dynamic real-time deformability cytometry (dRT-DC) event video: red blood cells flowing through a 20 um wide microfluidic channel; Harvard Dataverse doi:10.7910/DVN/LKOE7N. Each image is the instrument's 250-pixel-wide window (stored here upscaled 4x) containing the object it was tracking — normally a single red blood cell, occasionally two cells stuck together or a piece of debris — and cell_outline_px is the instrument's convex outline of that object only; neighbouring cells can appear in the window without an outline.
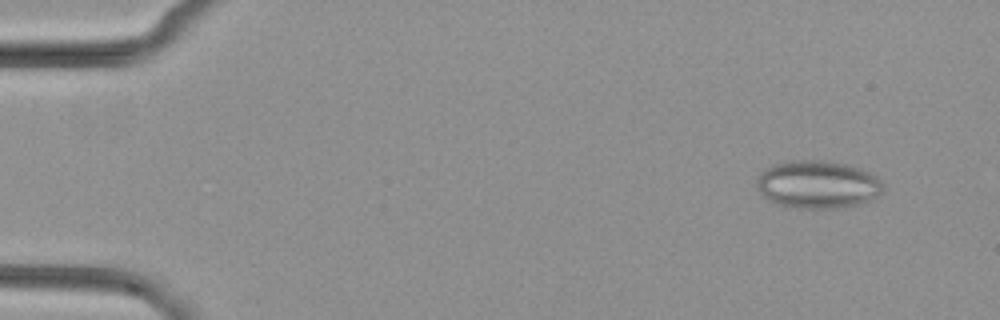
{"species": "common noctule bat (a hibernating species)", "species_latin": "Nyctalus noctula", "temperature_condition": "cold", "stored_images_in_passage": 53, "camera_frame_rate_fps": 3000, "um_per_image_px": 0.085, "animal": {"sex": "female", "body_mass_g": 29.2, "forearm_length_mm": 56.3}, "frame": {"image": 1, "passage_image": 5, "time_ms": 1.333, "image_size_px": [1000, 320], "cell_outline_px": [[884, 184], [880, 192], [876, 196], [860, 204], [840, 208], [788, 208], [764, 196], [760, 192], [756, 184], [756, 180], [760, 172], [764, 168], [772, 164], [792, 160], [820, 160], [844, 164], [860, 168], [876, 176]], "centroid_in_image_um": [69.47, 15.67], "position_along_channel_um": 15.5, "area_um2": 35.2}}
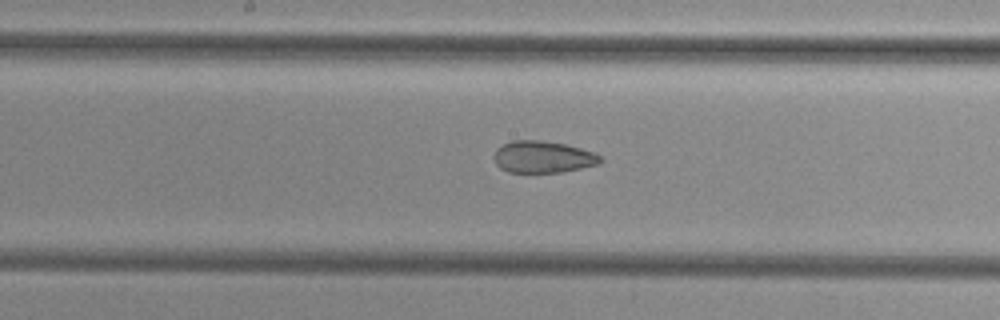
{"frame": {"image": 2, "passage_image": 28, "time_ms": 9.0, "image_size_px": [1000, 320], "cell_outline_px": [[604, 160], [600, 164], [560, 172], [508, 172], [500, 168], [496, 164], [492, 156], [496, 148], [512, 140], [540, 140], [564, 144], [580, 148], [592, 152], [600, 156]], "centroid_in_image_um": [46.12, 13.34], "position_along_channel_um": 202.1, "area_um2": 19.77}}
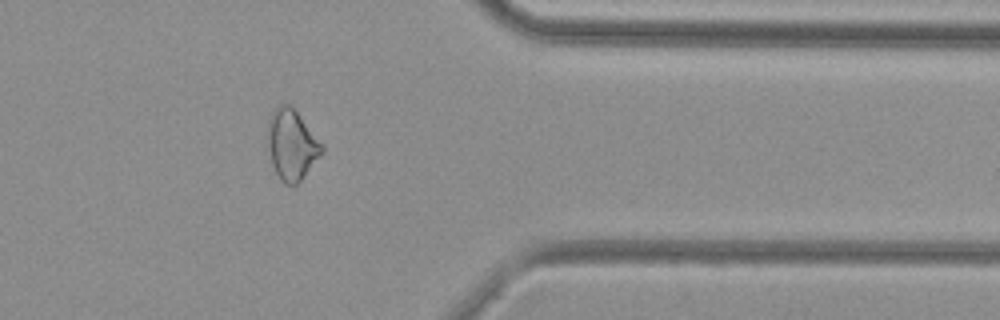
{"frame": {"image": 3, "passage_image": 43, "time_ms": 14.0, "image_size_px": [1000, 320], "cell_outline_px": [[324, 152], [304, 176], [296, 184], [284, 184], [280, 180], [272, 164], [268, 148], [268, 120], [272, 112], [280, 104], [288, 104], [296, 112], [324, 144]], "centroid_in_image_um": [24.81, 12.31], "position_along_channel_um": 386.6, "area_um2": 22.02}}